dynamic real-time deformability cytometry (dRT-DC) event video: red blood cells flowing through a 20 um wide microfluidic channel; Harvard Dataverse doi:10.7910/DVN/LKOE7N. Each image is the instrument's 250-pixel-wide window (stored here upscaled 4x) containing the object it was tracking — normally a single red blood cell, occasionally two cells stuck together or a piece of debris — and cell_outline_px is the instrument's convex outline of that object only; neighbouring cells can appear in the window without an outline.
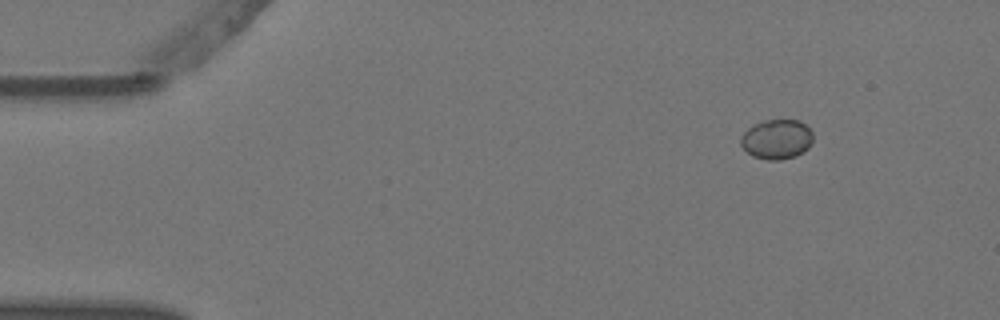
{"species": "Egyptian fruit bat (a non-hibernating species)", "species_latin": "Rousettus aegyptiacus", "temperature_condition": "warm", "stored_images_in_passage": 3, "camera_frame_rate_fps": 3000, "um_per_image_px": 0.085, "animal": {"sex": "female"}, "frame": {"image": 1, "passage_image": 1, "time_ms": 0.0, "image_size_px": [1000, 320], "cell_outline_px": [[812, 140], [808, 148], [796, 156], [780, 160], [768, 160], [752, 156], [740, 144], [740, 136], [752, 124], [764, 120], [800, 120], [812, 132]], "centroid_in_image_um": [66.0, 11.83], "position_along_channel_um": 19.0, "area_um2": 16.76}}
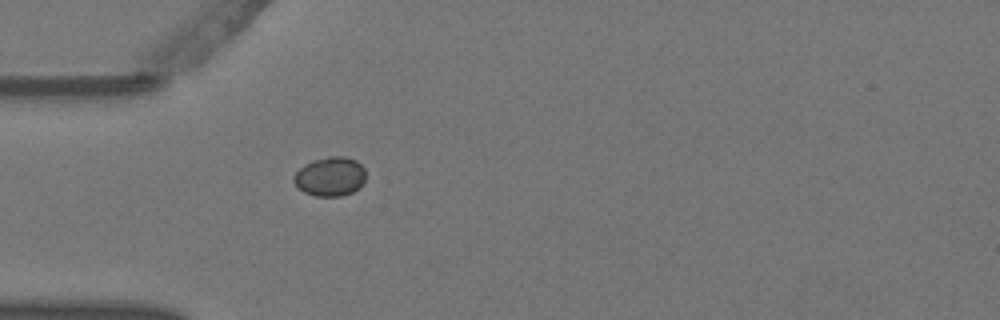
{"frame": {"image": 2, "passage_image": 3, "time_ms": 0.667, "image_size_px": [1000, 320], "cell_outline_px": [[364, 184], [360, 188], [352, 192], [340, 196], [316, 196], [304, 192], [292, 180], [292, 176], [304, 164], [312, 160], [328, 156], [344, 156], [356, 160], [364, 168]], "centroid_in_image_um": [28.06, 14.99], "position_along_channel_um": 56.9, "area_um2": 16.53}}